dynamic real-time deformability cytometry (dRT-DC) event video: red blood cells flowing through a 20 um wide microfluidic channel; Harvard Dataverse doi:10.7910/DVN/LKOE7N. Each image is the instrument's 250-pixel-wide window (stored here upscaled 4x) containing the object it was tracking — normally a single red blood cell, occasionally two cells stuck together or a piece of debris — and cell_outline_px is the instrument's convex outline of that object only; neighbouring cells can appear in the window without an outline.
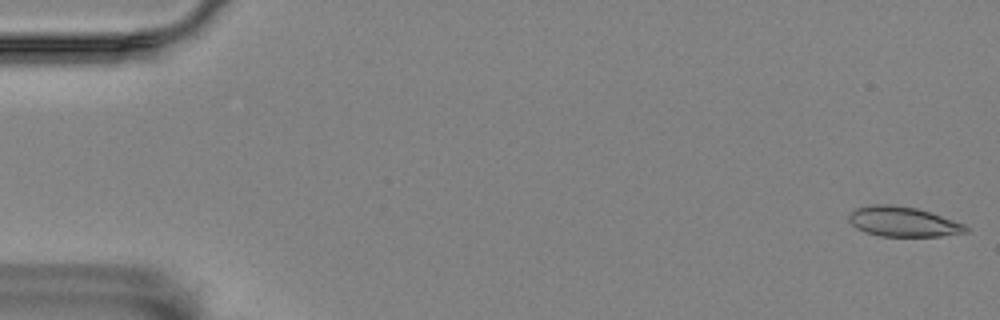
{"species": "Egyptian fruit bat (a non-hibernating species)", "species_latin": "Rousettus aegyptiacus", "temperature_condition": "room temperature", "stored_images_in_passage": 56, "camera_frame_rate_fps": 3000, "um_per_image_px": 0.085, "animal": {"sex": "female"}, "frame": {"image": 1, "passage_image": 1, "time_ms": 0.0, "image_size_px": [1000, 320], "cell_outline_px": [[968, 232], [940, 236], [880, 236], [856, 228], [848, 220], [848, 216], [856, 208], [872, 204], [888, 204], [916, 208], [964, 224], [968, 228]], "centroid_in_image_um": [76.73, 18.84], "position_along_channel_um": 8.3, "area_um2": 20.06}}
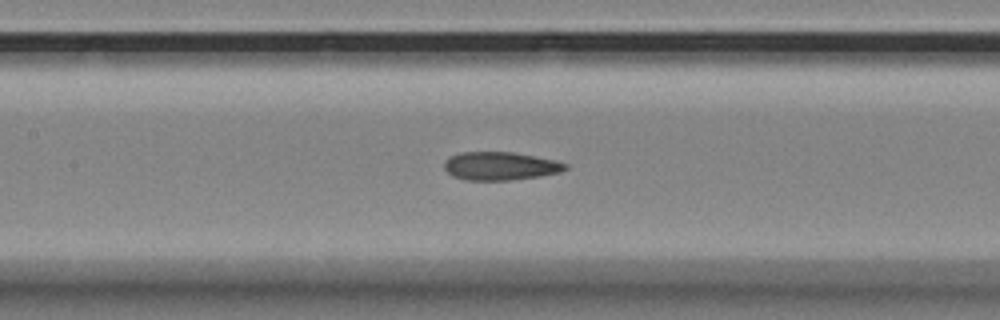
{"frame": {"image": 2, "passage_image": 26, "time_ms": 8.333, "image_size_px": [1000, 320], "cell_outline_px": [[568, 168], [560, 172], [540, 176], [512, 180], [464, 180], [452, 176], [444, 168], [444, 160], [460, 152], [512, 152], [556, 160], [568, 164]], "centroid_in_image_um": [42.52, 14.11], "position_along_channel_um": 164.9, "area_um2": 20.0}}
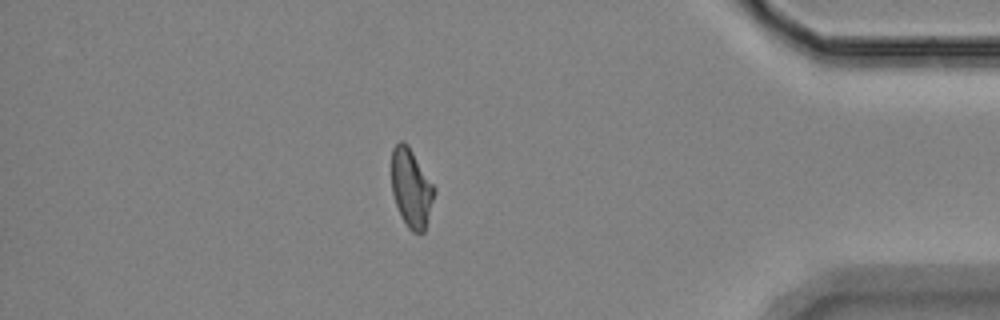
{"frame": {"image": 3, "passage_image": 49, "time_ms": 16.0, "image_size_px": [1000, 320], "cell_outline_px": [[436, 192], [428, 220], [424, 232], [420, 236], [412, 232], [408, 228], [396, 204], [392, 192], [392, 148], [400, 140], [404, 140], [408, 144], [436, 188]], "centroid_in_image_um": [34.98, 15.99], "position_along_channel_um": 400.2, "area_um2": 19.77}, "authors_computed_cell_mechanics": {"area_um2": 20.2589, "velocity_mm_per_s": 3.5301, "shape_relaxation_time_tau1_ms": null, "shape_relaxation_time_tau2_ms": 1.6781, "deformation_change_tau1": null, "deformation_change_tau2": 0.0903}}